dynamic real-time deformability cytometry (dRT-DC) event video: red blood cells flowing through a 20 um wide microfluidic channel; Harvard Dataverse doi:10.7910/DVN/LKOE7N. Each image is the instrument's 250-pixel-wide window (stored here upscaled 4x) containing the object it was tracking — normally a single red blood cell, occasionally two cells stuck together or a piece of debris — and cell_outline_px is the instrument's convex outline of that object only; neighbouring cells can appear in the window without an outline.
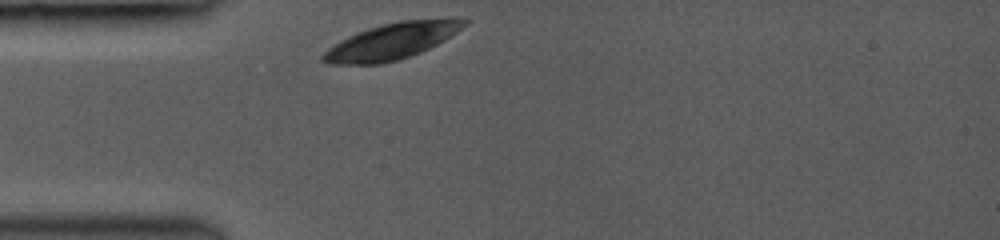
{"species": "common noctule bat (a hibernating species)", "species_latin": "Nyctalus noctula", "temperature_condition": "room temperature", "stored_images_in_passage": 2, "camera_frame_rate_fps": 3000, "um_per_image_px": 0.085, "animal": {"sex": "female", "body_mass_g": 19.0, "forearm_length_mm": 53.3}, "frame": {"image": 1, "passage_image": 1, "time_ms": 0.0, "image_size_px": [1000, 240], "cell_outline_px": [[468, 24], [444, 40], [420, 52], [396, 60], [380, 64], [328, 64], [320, 60], [320, 56], [328, 48], [340, 40], [356, 32], [368, 28], [400, 20], [448, 16], [452, 16], [468, 20]], "centroid_in_image_um": [33.34, 3.46], "position_along_channel_um": 51.7, "area_um2": 30.11}}